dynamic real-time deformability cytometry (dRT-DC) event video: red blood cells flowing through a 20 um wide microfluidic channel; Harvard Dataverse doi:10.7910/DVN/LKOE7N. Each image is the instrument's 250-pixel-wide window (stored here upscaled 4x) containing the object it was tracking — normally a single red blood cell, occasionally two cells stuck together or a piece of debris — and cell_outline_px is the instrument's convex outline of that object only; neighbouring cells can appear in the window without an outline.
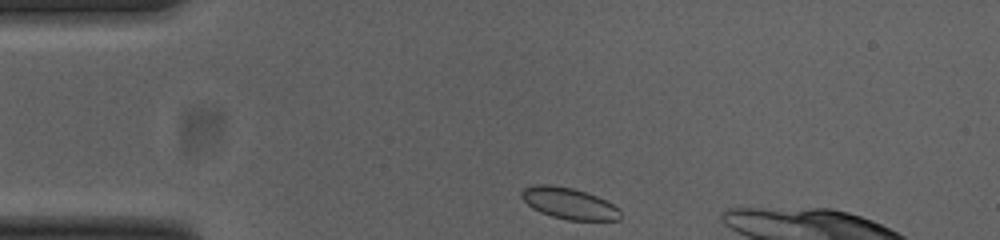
{"species": "common noctule bat (a hibernating species)", "species_latin": "Nyctalus noctula", "temperature_condition": "cold", "stored_images_in_passage": 36, "camera_frame_rate_fps": 3000, "um_per_image_px": 0.085, "animal": {"sex": "female", "body_mass_g": 23.0, "forearm_length_mm": 53.4}, "frame": {"image": 1, "passage_image": 1, "time_ms": 0.0, "image_size_px": [1000, 240], "cell_outline_px": [[620, 220], [568, 220], [552, 216], [540, 212], [532, 208], [520, 196], [520, 192], [524, 188], [532, 184], [552, 184], [572, 188], [596, 196], [620, 208]], "centroid_in_image_um": [48.33, 17.28], "position_along_channel_um": 36.7, "area_um2": 18.03}}
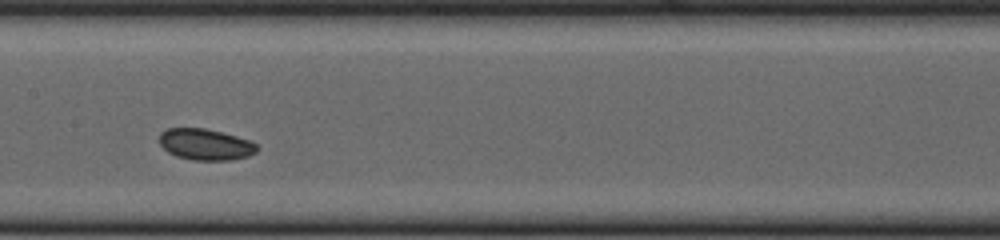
{"frame": {"image": 2, "passage_image": 16, "time_ms": 5.0, "image_size_px": [1000, 240], "cell_outline_px": [[260, 148], [256, 152], [248, 156], [228, 160], [192, 160], [176, 156], [168, 152], [160, 144], [160, 132], [168, 128], [204, 128], [252, 140]], "centroid_in_image_um": [17.48, 12.28], "position_along_channel_um": 189.9, "area_um2": 17.8}}
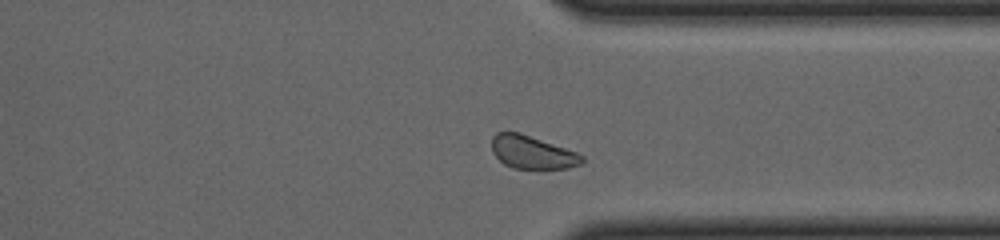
{"frame": {"image": 3, "passage_image": 30, "time_ms": 9.667, "image_size_px": [1000, 240], "cell_outline_px": [[584, 160], [580, 164], [568, 168], [540, 172], [512, 168], [504, 164], [492, 152], [492, 136], [496, 132], [520, 132], [576, 152], [584, 156]], "centroid_in_image_um": [45.25, 13.0], "position_along_channel_um": 366.2, "area_um2": 18.03}}